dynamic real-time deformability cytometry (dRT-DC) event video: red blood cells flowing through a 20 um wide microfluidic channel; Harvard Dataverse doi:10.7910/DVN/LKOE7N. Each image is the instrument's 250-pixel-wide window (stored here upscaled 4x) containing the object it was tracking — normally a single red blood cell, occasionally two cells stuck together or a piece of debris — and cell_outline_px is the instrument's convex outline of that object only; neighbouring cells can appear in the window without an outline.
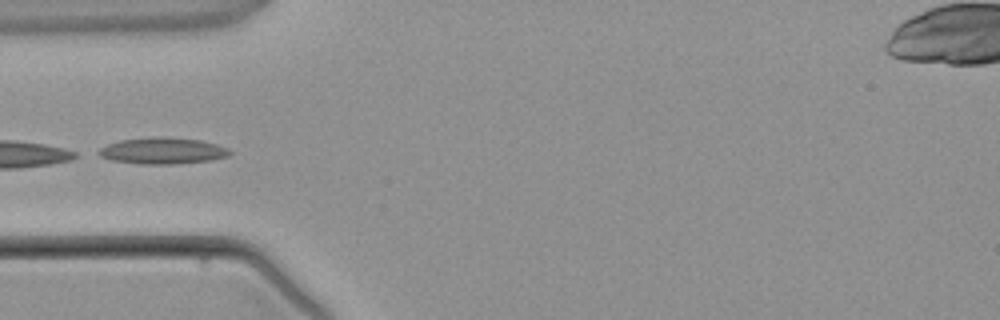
{"species": "common noctule bat (a hibernating species)", "species_latin": "Nyctalus noctula", "temperature_condition": "warm", "stored_images_in_passage": 3, "camera_frame_rate_fps": 3000, "um_per_image_px": 0.085, "animal": {"sex": "male", "body_mass_g": 21.5, "forearm_length_mm": 52.0}, "frame": {"image": 1, "passage_image": 2, "time_ms": 1.333, "image_size_px": [1000, 320], "cell_outline_px": [[232, 152], [228, 156], [212, 160], [172, 164], [140, 164], [112, 160], [100, 156], [92, 152], [108, 144], [120, 140], [200, 140], [216, 144], [228, 148]], "centroid_in_image_um": [13.8, 12.88], "position_along_channel_um": 71.2, "area_um2": 19.07}}
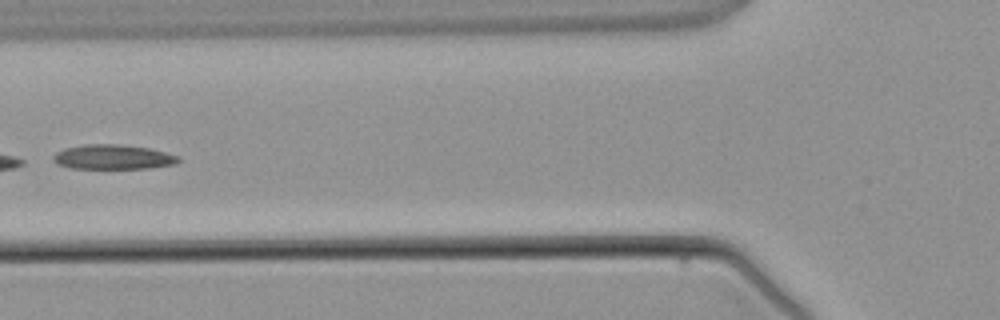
{"frame": {"image": 2, "passage_image": 3, "time_ms": 2.333, "image_size_px": [1000, 320], "cell_outline_px": [[180, 160], [176, 164], [148, 168], [72, 168], [56, 164], [52, 160], [52, 156], [56, 152], [64, 148], [84, 144], [120, 144], [152, 148], [180, 156]], "centroid_in_image_um": [9.61, 13.33], "position_along_channel_um": 116.2, "area_um2": 18.21}}